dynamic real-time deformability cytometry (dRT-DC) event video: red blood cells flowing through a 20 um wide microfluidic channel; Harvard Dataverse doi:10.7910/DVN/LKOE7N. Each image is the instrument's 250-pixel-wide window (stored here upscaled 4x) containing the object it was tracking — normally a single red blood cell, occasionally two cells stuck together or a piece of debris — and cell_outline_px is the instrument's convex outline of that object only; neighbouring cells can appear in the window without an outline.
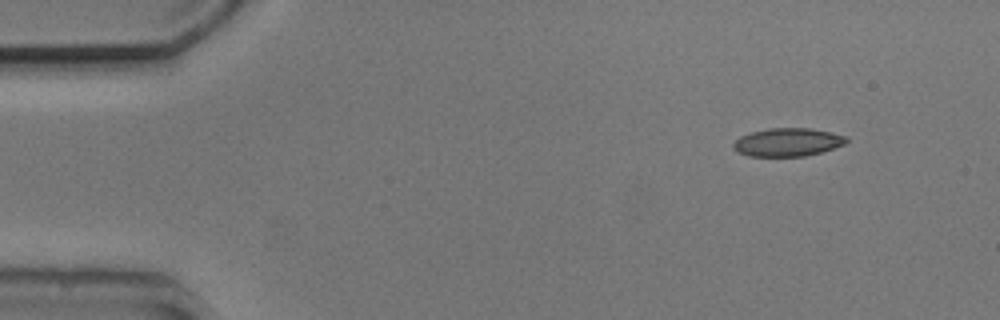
{"species": "common noctule bat (a hibernating species)", "species_latin": "Nyctalus noctula", "temperature_condition": "cold", "stored_images_in_passage": 3, "camera_frame_rate_fps": 3000, "um_per_image_px": 0.085, "animal": {"sex": "male", "body_mass_g": 20.5, "forearm_length_mm": 52.5}, "frame": {"image": 1, "passage_image": 1, "time_ms": 0.0, "image_size_px": [1000, 320], "cell_outline_px": [[848, 140], [844, 144], [820, 152], [804, 156], [748, 156], [736, 152], [732, 148], [732, 144], [740, 136], [752, 132], [768, 128], [812, 128], [832, 132], [848, 136]], "centroid_in_image_um": [66.93, 12.08], "position_along_channel_um": 18.1, "area_um2": 18.67}}
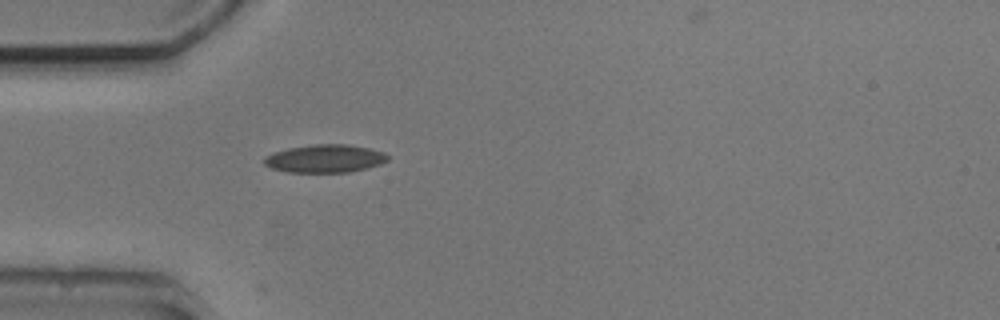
{"frame": {"image": 2, "passage_image": 3, "time_ms": 3.333, "image_size_px": [1000, 320], "cell_outline_px": [[388, 160], [380, 164], [368, 168], [348, 172], [288, 172], [272, 168], [264, 164], [264, 156], [272, 152], [288, 148], [312, 144], [348, 144], [368, 148], [384, 152], [388, 156]], "centroid_in_image_um": [27.61, 13.47], "position_along_channel_um": 57.4, "area_um2": 20.23}}